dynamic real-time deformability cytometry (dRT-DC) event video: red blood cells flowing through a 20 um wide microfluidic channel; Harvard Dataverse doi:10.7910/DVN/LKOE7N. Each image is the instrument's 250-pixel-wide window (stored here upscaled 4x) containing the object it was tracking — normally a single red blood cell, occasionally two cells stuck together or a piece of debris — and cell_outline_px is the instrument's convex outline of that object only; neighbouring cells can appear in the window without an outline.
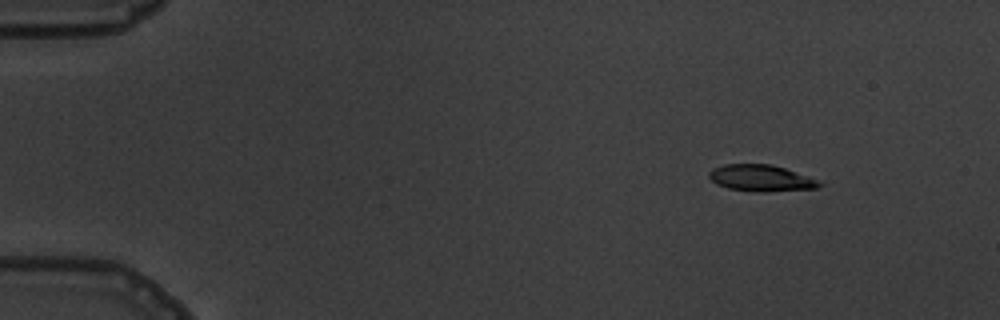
{"species": "common noctule bat (a hibernating species)", "species_latin": "Nyctalus noctula", "temperature_condition": "warm", "stored_images_in_passage": 8, "camera_frame_rate_fps": 3000, "um_per_image_px": 0.085, "animal": {"sex": "male", "body_mass_g": 19.5, "forearm_length_mm": 54.6}, "frame": {"image": 1, "passage_image": 2, "time_ms": 1.333, "image_size_px": [1000, 320], "cell_outline_px": [[824, 184], [816, 188], [764, 192], [756, 192], [728, 188], [716, 184], [708, 176], [708, 172], [712, 168], [724, 164], [772, 164], [784, 168], [816, 180]], "centroid_in_image_um": [64.62, 15.14], "position_along_channel_um": 20.4, "area_um2": 16.88}}
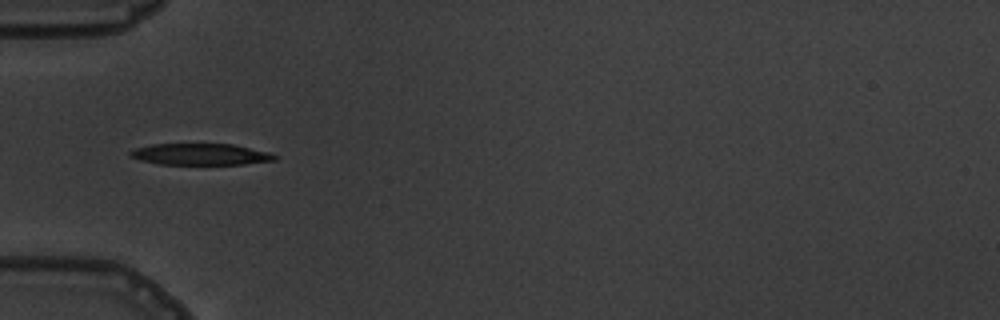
{"frame": {"image": 2, "passage_image": 5, "time_ms": 5.333, "image_size_px": [1000, 320], "cell_outline_px": [[276, 160], [244, 164], [160, 164], [140, 160], [128, 156], [128, 152], [136, 148], [152, 144], [232, 144], [268, 152], [276, 156]], "centroid_in_image_um": [17.0, 13.11], "position_along_channel_um": 68.0, "area_um2": 17.92}}